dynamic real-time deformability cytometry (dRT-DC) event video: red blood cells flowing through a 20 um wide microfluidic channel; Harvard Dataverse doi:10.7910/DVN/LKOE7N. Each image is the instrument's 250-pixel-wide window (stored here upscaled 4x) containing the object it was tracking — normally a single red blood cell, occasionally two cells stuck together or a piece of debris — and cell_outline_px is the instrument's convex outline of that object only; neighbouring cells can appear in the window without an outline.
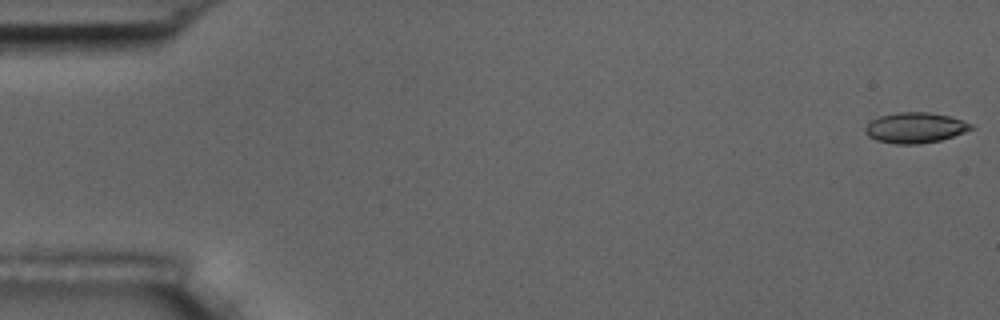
{"species": "common noctule bat (a hibernating species)", "species_latin": "Nyctalus noctula", "temperature_condition": "room temperature", "stored_images_in_passage": 8, "camera_frame_rate_fps": 3000, "um_per_image_px": 0.085, "animal": {"sex": "male", "body_mass_g": 17.5, "forearm_length_mm": 52.3}, "frame": {"image": 1, "passage_image": 1, "time_ms": 0.0, "image_size_px": [1000, 320], "cell_outline_px": [[972, 128], [964, 132], [940, 140], [920, 144], [896, 144], [876, 140], [868, 136], [864, 132], [864, 128], [872, 120], [880, 116], [896, 112], [928, 112], [948, 116], [972, 124]], "centroid_in_image_um": [77.74, 10.86], "position_along_channel_um": 7.3, "area_um2": 18.61}}
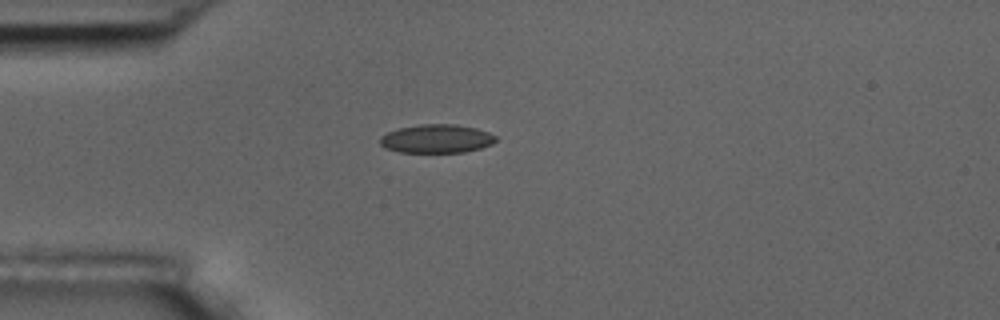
{"frame": {"image": 2, "passage_image": 5, "time_ms": 4.667, "image_size_px": [1000, 320], "cell_outline_px": [[496, 140], [492, 144], [480, 148], [464, 152], [400, 152], [384, 148], [380, 144], [380, 136], [388, 132], [400, 128], [420, 124], [456, 124], [476, 128], [488, 132], [496, 136]], "centroid_in_image_um": [37.1, 11.79], "position_along_channel_um": 47.9, "area_um2": 19.25}}